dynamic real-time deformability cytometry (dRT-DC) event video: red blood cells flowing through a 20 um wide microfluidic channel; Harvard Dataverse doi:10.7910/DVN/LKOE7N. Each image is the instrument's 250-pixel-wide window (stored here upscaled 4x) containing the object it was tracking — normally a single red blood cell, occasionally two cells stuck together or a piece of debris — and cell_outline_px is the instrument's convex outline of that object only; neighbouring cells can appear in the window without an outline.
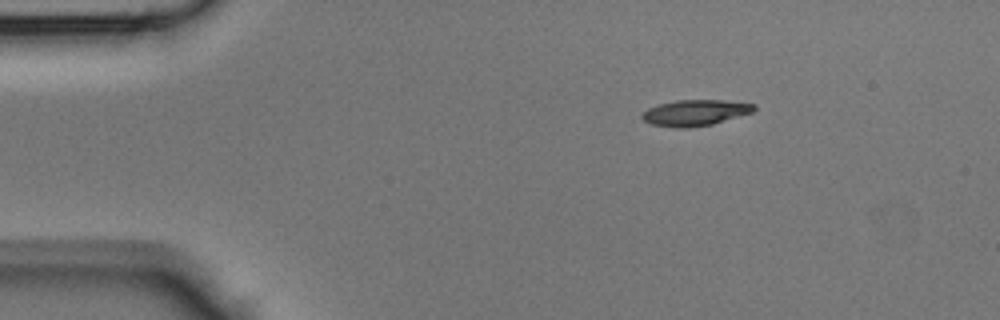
{"species": "Egyptian fruit bat (a non-hibernating species)", "species_latin": "Rousettus aegyptiacus", "temperature_condition": "room temperature", "stored_images_in_passage": 37, "camera_frame_rate_fps": 3000, "um_per_image_px": 0.085, "animal": {"sex": "male"}, "frame": {"image": 1, "passage_image": 1, "time_ms": 0.0, "image_size_px": [1000, 320], "cell_outline_px": [[756, 108], [752, 112], [712, 124], [688, 128], [672, 128], [652, 124], [644, 120], [640, 116], [648, 108], [660, 104], [676, 100], [720, 100], [756, 104]], "centroid_in_image_um": [59.07, 9.59], "position_along_channel_um": 25.9, "area_um2": 16.82}}
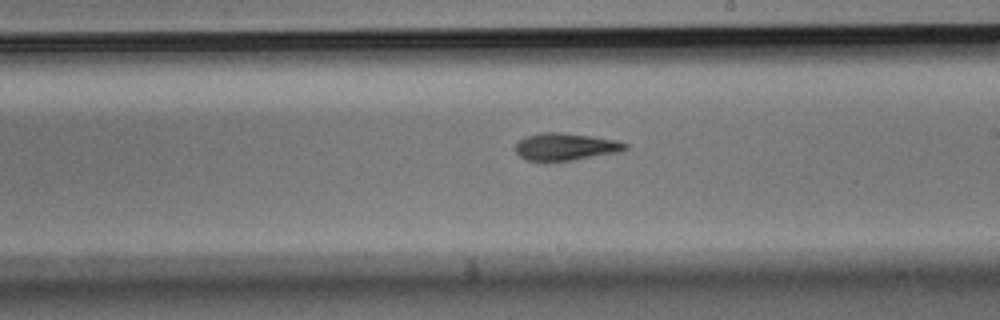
{"frame": {"image": 2, "passage_image": 19, "time_ms": 6.0, "image_size_px": [1000, 320], "cell_outline_px": [[628, 148], [620, 152], [572, 160], [528, 160], [520, 156], [516, 152], [516, 144], [520, 140], [528, 136], [540, 132], [560, 132], [592, 136], [616, 140], [628, 144]], "centroid_in_image_um": [48.11, 12.46], "position_along_channel_um": 240.9, "area_um2": 17.22}}
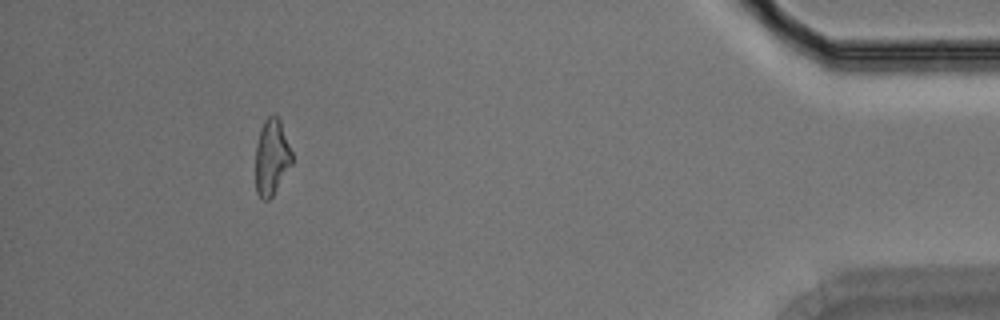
{"frame": {"image": 3, "passage_image": 34, "time_ms": 11.0, "image_size_px": [1000, 320], "cell_outline_px": [[292, 164], [272, 196], [268, 200], [260, 200], [256, 192], [256, 144], [260, 128], [264, 120], [272, 112], [280, 120], [292, 152]], "centroid_in_image_um": [23.08, 13.35], "position_along_channel_um": 412.1, "area_um2": 16.24}}